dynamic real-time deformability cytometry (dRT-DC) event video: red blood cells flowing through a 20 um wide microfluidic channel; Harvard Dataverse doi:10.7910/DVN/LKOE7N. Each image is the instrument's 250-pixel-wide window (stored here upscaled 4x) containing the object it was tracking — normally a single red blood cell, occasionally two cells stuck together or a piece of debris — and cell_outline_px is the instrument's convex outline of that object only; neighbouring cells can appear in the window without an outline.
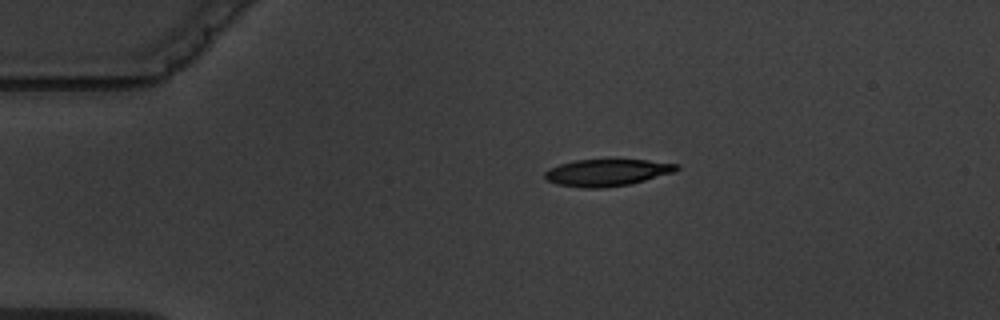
{"species": "common noctule bat (a hibernating species)", "species_latin": "Nyctalus noctula", "temperature_condition": "warm", "stored_images_in_passage": 3, "camera_frame_rate_fps": 3000, "um_per_image_px": 0.085, "animal": {"sex": "male", "body_mass_g": 19.5, "forearm_length_mm": 54.6}, "frame": {"image": 1, "passage_image": 1, "time_ms": 0.0, "image_size_px": [1000, 320], "cell_outline_px": [[680, 168], [676, 172], [628, 184], [604, 188], [584, 188], [556, 184], [548, 180], [544, 176], [544, 172], [548, 168], [560, 164], [576, 160], [648, 160], [680, 164]], "centroid_in_image_um": [51.61, 14.66], "position_along_channel_um": 33.4, "area_um2": 20.63}}
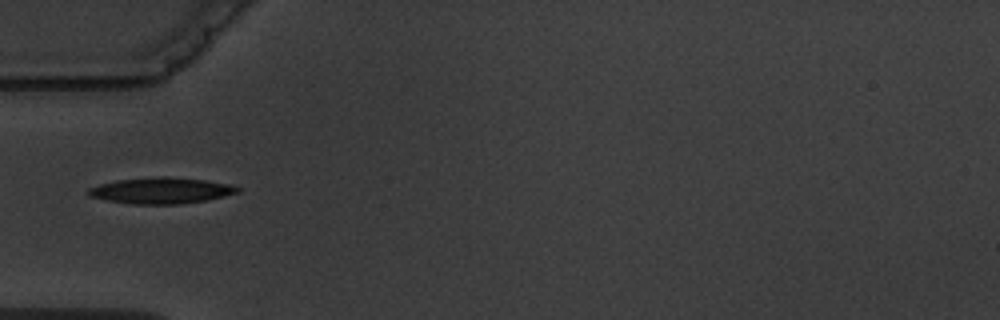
{"frame": {"image": 2, "passage_image": 3, "time_ms": 2.333, "image_size_px": [1000, 320], "cell_outline_px": [[240, 192], [208, 200], [180, 204], [132, 204], [108, 200], [88, 196], [88, 188], [100, 184], [116, 180], [156, 176], [164, 176], [204, 180], [232, 184], [240, 188]], "centroid_in_image_um": [13.72, 16.19], "position_along_channel_um": 71.3, "area_um2": 22.77}}